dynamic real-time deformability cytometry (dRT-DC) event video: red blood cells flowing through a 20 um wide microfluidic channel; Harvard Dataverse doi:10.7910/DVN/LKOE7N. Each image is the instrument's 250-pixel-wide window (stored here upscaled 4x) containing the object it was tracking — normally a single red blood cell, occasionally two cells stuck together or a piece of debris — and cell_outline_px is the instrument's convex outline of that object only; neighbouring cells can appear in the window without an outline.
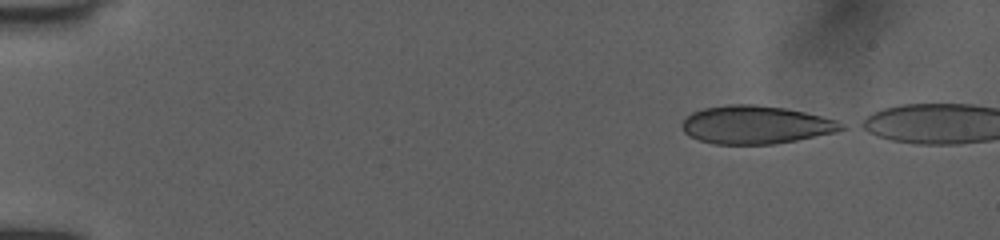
{"species": "human", "species_latin": "Homo sapiens", "temperature_condition": "room temperature", "stored_images_in_passage": 43, "camera_frame_rate_fps": 3000, "um_per_image_px": 0.085, "donor": {"sex": "female"}, "frame": {"image": 1, "passage_image": 1, "time_ms": 0.0, "image_size_px": [1000, 240], "cell_outline_px": [[848, 128], [836, 132], [796, 140], [772, 144], [712, 144], [688, 136], [684, 132], [680, 124], [692, 112], [704, 108], [728, 104], [756, 104], [784, 108], [804, 112], [836, 120], [844, 124]], "centroid_in_image_um": [64.22, 10.61], "position_along_channel_um": 20.8, "area_um2": 35.43}}
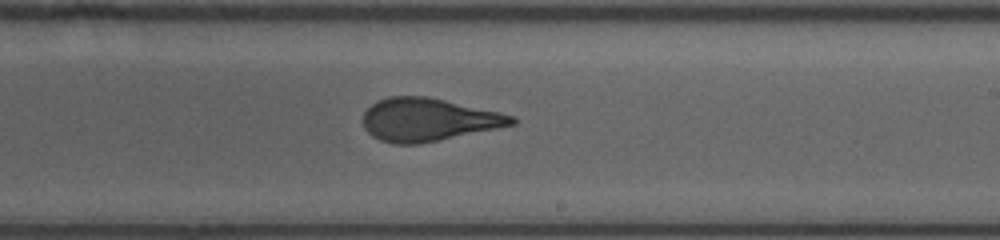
{"frame": {"image": 2, "passage_image": 27, "time_ms": 8.667, "image_size_px": [1000, 240], "cell_outline_px": [[516, 124], [416, 144], [396, 144], [380, 140], [372, 136], [364, 128], [364, 112], [376, 100], [388, 96], [428, 96], [500, 112], [516, 116]], "centroid_in_image_um": [36.38, 10.15], "position_along_channel_um": 252.6, "area_um2": 36.93}}
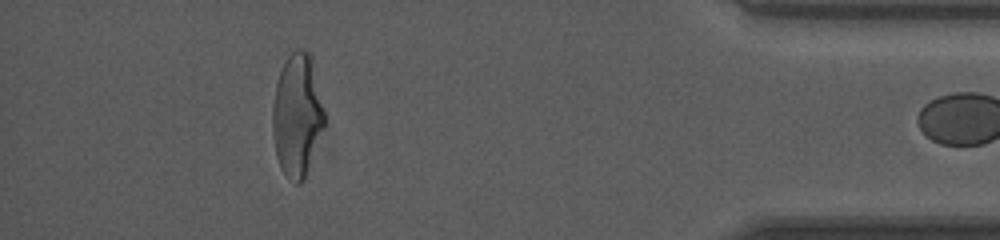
{"frame": {"image": 3, "passage_image": 42, "time_ms": 13.667, "image_size_px": [1000, 240], "cell_outline_px": [[324, 124], [304, 180], [300, 184], [296, 184], [280, 168], [276, 156], [272, 132], [272, 108], [276, 84], [280, 72], [288, 56], [296, 48], [300, 48], [308, 52], [312, 60], [324, 108]], "centroid_in_image_um": [25.24, 9.8], "position_along_channel_um": 410.0, "area_um2": 36.82}}